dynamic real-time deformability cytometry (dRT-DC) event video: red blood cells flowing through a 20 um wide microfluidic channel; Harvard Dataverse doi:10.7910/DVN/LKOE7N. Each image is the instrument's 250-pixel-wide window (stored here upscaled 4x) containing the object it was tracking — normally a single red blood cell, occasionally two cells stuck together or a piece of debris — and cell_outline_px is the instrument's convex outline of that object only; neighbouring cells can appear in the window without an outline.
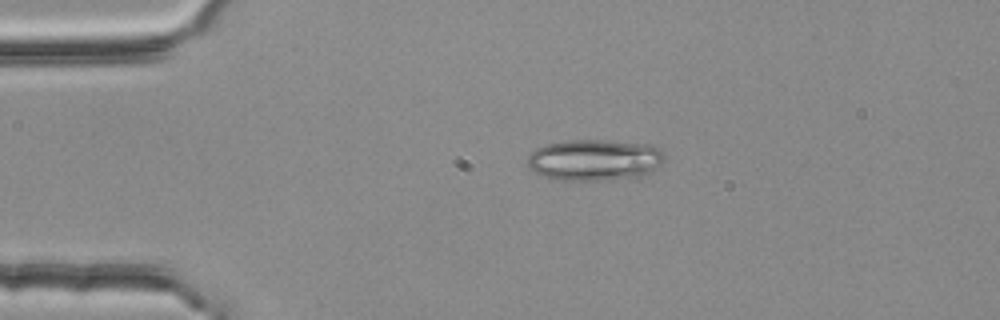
{"species": "common noctule bat (a hibernating species)", "species_latin": "Nyctalus noctula", "temperature_condition": "room temperature", "stored_images_in_passage": 3, "camera_frame_rate_fps": 3000, "um_per_image_px": 0.085, "animal": {"sex": "female", "body_mass_g": 25.1}, "frame": {"image": 1, "passage_image": 1, "time_ms": 0.0, "image_size_px": [1000, 320], "cell_outline_px": [[664, 160], [652, 172], [644, 176], [608, 180], [560, 180], [540, 176], [532, 172], [528, 168], [528, 156], [536, 148], [548, 144], [568, 140], [604, 140], [648, 144], [664, 148]], "centroid_in_image_um": [50.56, 13.6], "position_along_channel_um": 34.4, "area_um2": 33.47}}